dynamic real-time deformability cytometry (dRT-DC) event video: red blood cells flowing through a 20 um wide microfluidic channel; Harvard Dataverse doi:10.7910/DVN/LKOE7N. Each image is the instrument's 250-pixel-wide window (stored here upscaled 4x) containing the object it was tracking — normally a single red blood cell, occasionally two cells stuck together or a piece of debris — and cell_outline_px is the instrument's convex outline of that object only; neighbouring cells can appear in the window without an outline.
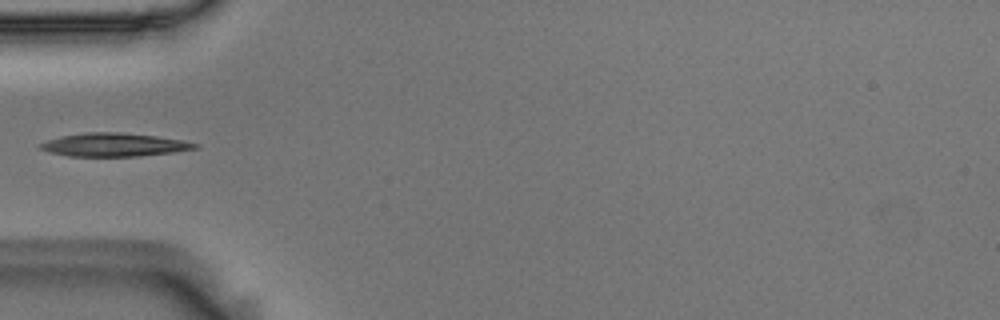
{"species": "Egyptian fruit bat (a non-hibernating species)", "species_latin": "Rousettus aegyptiacus", "temperature_condition": "room temperature", "stored_images_in_passage": 36, "camera_frame_rate_fps": 3000, "um_per_image_px": 0.085, "animal": {"sex": "male"}, "frame": {"image": 1, "passage_image": 1, "time_ms": 0.0, "image_size_px": [1000, 320], "cell_outline_px": [[200, 144], [196, 148], [172, 152], [140, 156], [68, 156], [52, 152], [40, 148], [40, 144], [48, 140], [60, 136], [84, 132], [120, 132], [156, 136], [184, 140]], "centroid_in_image_um": [9.72, 12.29], "position_along_channel_um": 75.3, "area_um2": 20.87}}